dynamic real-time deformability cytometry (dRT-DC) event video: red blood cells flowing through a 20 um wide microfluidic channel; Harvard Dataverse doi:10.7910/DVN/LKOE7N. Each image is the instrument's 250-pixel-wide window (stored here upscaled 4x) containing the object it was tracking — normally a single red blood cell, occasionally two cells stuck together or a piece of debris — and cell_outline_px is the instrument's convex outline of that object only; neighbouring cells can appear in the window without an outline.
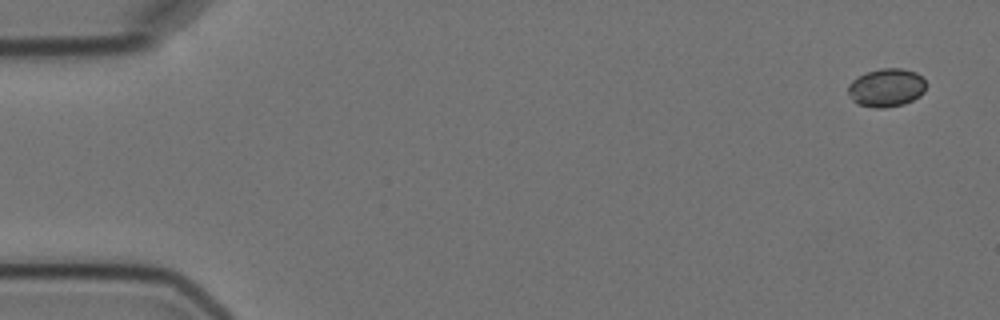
{"species": "Egyptian fruit bat (a non-hibernating species)", "species_latin": "Rousettus aegyptiacus", "temperature_condition": "cold", "stored_images_in_passage": 6, "camera_frame_rate_fps": 3000, "um_per_image_px": 0.085, "animal": {"sex": "female"}, "frame": {"image": 1, "passage_image": 1, "time_ms": 0.0, "image_size_px": [1000, 320], "cell_outline_px": [[928, 84], [924, 92], [920, 96], [904, 104], [884, 108], [876, 108], [856, 104], [852, 100], [848, 92], [848, 84], [856, 76], [880, 68], [900, 68], [916, 72]], "centroid_in_image_um": [75.34, 7.45], "position_along_channel_um": 9.7, "area_um2": 17.63}}